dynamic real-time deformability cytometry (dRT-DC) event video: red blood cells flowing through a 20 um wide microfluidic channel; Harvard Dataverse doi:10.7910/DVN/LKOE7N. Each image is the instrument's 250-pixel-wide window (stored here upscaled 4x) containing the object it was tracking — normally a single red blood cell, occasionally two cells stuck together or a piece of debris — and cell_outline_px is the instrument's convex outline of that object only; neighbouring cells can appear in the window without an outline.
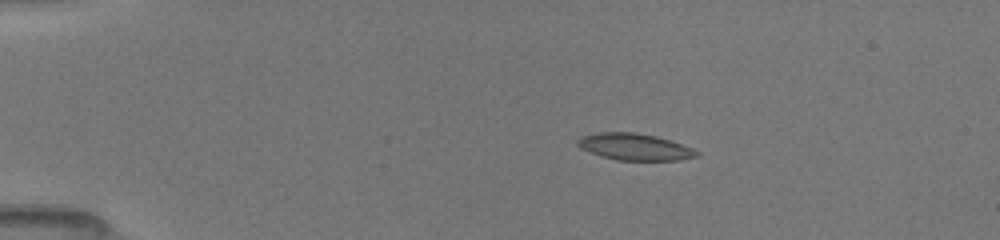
{"species": "common noctule bat (a hibernating species)", "species_latin": "Nyctalus noctula", "temperature_condition": "room temperature", "stored_images_in_passage": 51, "camera_frame_rate_fps": 3000, "um_per_image_px": 0.085, "animal": {"sex": "female", "body_mass_g": 19.5, "forearm_length_mm": 54.1}, "frame": {"image": 1, "passage_image": 10, "time_ms": 3.0, "image_size_px": [1000, 240], "cell_outline_px": [[700, 156], [680, 160], [616, 160], [600, 156], [588, 152], [580, 148], [576, 144], [576, 140], [584, 136], [600, 132], [636, 132], [656, 136], [692, 148], [700, 152]], "centroid_in_image_um": [53.93, 12.49], "position_along_channel_um": 31.1, "area_um2": 18.55}}
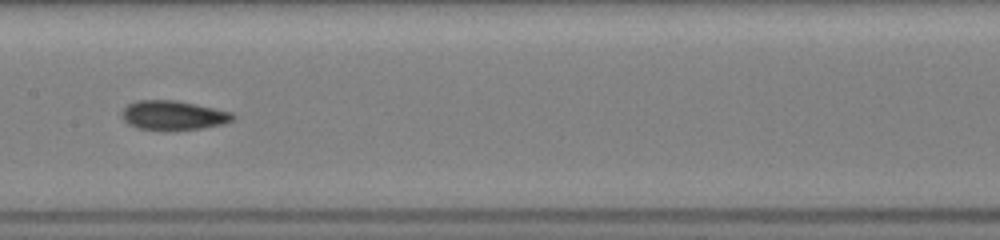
{"frame": {"image": 2, "passage_image": 27, "time_ms": 8.667, "image_size_px": [1000, 240], "cell_outline_px": [[236, 116], [232, 120], [220, 124], [200, 128], [164, 132], [136, 128], [128, 124], [124, 120], [120, 112], [128, 104], [136, 100], [176, 100], [232, 112]], "centroid_in_image_um": [14.66, 9.82], "position_along_channel_um": 192.7, "area_um2": 19.25}}
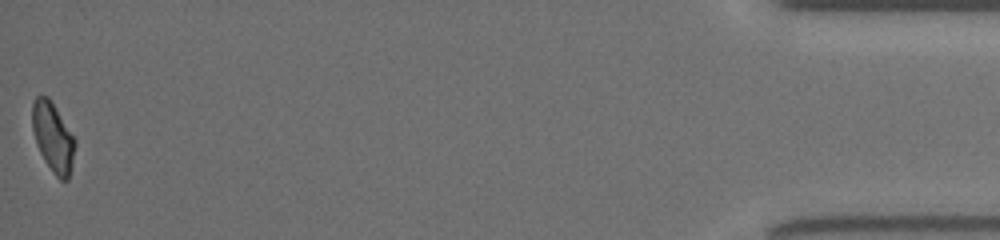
{"frame": {"image": 3, "passage_image": 51, "time_ms": 16.667, "image_size_px": [1000, 240], "cell_outline_px": [[76, 144], [72, 164], [68, 180], [60, 180], [52, 172], [44, 160], [36, 144], [32, 128], [32, 100], [36, 96], [48, 96], [56, 108], [76, 140]], "centroid_in_image_um": [4.49, 11.66], "position_along_channel_um": 430.7, "area_um2": 17.34}, "authors_computed_cell_mechanics": {"area_um2": 18.5538, "velocity_mm_per_s": 4.0608, "shape_relaxation_time_tau1_ms": 4.2834, "shape_relaxation_time_tau2_ms": 3.1457, "deformation_change_tau1": 0.1373, "deformation_change_tau2": 0.0957}}